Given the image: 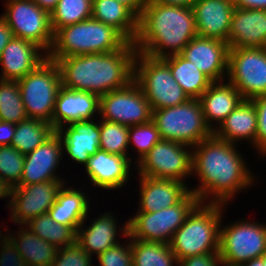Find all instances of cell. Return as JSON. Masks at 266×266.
I'll list each match as a JSON object with an SVG mask.
<instances>
[{"mask_svg": "<svg viewBox=\"0 0 266 266\" xmlns=\"http://www.w3.org/2000/svg\"><path fill=\"white\" fill-rule=\"evenodd\" d=\"M52 125L39 119L27 118L16 124L11 146L26 155L54 133Z\"/></svg>", "mask_w": 266, "mask_h": 266, "instance_id": "cell-33", "label": "cell"}, {"mask_svg": "<svg viewBox=\"0 0 266 266\" xmlns=\"http://www.w3.org/2000/svg\"><path fill=\"white\" fill-rule=\"evenodd\" d=\"M266 253V223L240 219L219 229L222 265L241 266Z\"/></svg>", "mask_w": 266, "mask_h": 266, "instance_id": "cell-10", "label": "cell"}, {"mask_svg": "<svg viewBox=\"0 0 266 266\" xmlns=\"http://www.w3.org/2000/svg\"><path fill=\"white\" fill-rule=\"evenodd\" d=\"M18 84L27 117L52 125L57 93L62 86L56 61L47 57L24 78L19 79Z\"/></svg>", "mask_w": 266, "mask_h": 266, "instance_id": "cell-8", "label": "cell"}, {"mask_svg": "<svg viewBox=\"0 0 266 266\" xmlns=\"http://www.w3.org/2000/svg\"><path fill=\"white\" fill-rule=\"evenodd\" d=\"M65 180H52L31 185L16 186L11 188L7 200L10 208L11 222L25 225L31 219L46 214L56 202L57 194Z\"/></svg>", "mask_w": 266, "mask_h": 266, "instance_id": "cell-15", "label": "cell"}, {"mask_svg": "<svg viewBox=\"0 0 266 266\" xmlns=\"http://www.w3.org/2000/svg\"><path fill=\"white\" fill-rule=\"evenodd\" d=\"M129 41L115 28L90 18L58 29L47 57L60 58L114 52Z\"/></svg>", "mask_w": 266, "mask_h": 266, "instance_id": "cell-4", "label": "cell"}, {"mask_svg": "<svg viewBox=\"0 0 266 266\" xmlns=\"http://www.w3.org/2000/svg\"><path fill=\"white\" fill-rule=\"evenodd\" d=\"M236 149L237 144L214 135L192 147V174L199 183L190 191L200 203L228 206L239 191L253 186L256 177Z\"/></svg>", "mask_w": 266, "mask_h": 266, "instance_id": "cell-1", "label": "cell"}, {"mask_svg": "<svg viewBox=\"0 0 266 266\" xmlns=\"http://www.w3.org/2000/svg\"><path fill=\"white\" fill-rule=\"evenodd\" d=\"M197 36L192 7L165 5L147 0L138 17L134 44L137 52L162 59L180 54Z\"/></svg>", "mask_w": 266, "mask_h": 266, "instance_id": "cell-3", "label": "cell"}, {"mask_svg": "<svg viewBox=\"0 0 266 266\" xmlns=\"http://www.w3.org/2000/svg\"><path fill=\"white\" fill-rule=\"evenodd\" d=\"M100 124V150L120 156H128L129 127L102 119Z\"/></svg>", "mask_w": 266, "mask_h": 266, "instance_id": "cell-37", "label": "cell"}, {"mask_svg": "<svg viewBox=\"0 0 266 266\" xmlns=\"http://www.w3.org/2000/svg\"><path fill=\"white\" fill-rule=\"evenodd\" d=\"M200 203L190 192L180 203L157 212H136L128 222L129 239L169 244L173 234Z\"/></svg>", "mask_w": 266, "mask_h": 266, "instance_id": "cell-9", "label": "cell"}, {"mask_svg": "<svg viewBox=\"0 0 266 266\" xmlns=\"http://www.w3.org/2000/svg\"><path fill=\"white\" fill-rule=\"evenodd\" d=\"M229 49L226 41L196 36L180 55L192 62L212 82H216L227 79Z\"/></svg>", "mask_w": 266, "mask_h": 266, "instance_id": "cell-17", "label": "cell"}, {"mask_svg": "<svg viewBox=\"0 0 266 266\" xmlns=\"http://www.w3.org/2000/svg\"><path fill=\"white\" fill-rule=\"evenodd\" d=\"M128 239L124 245L119 243L97 255L99 266H133L131 239Z\"/></svg>", "mask_w": 266, "mask_h": 266, "instance_id": "cell-41", "label": "cell"}, {"mask_svg": "<svg viewBox=\"0 0 266 266\" xmlns=\"http://www.w3.org/2000/svg\"><path fill=\"white\" fill-rule=\"evenodd\" d=\"M161 140L159 131L155 123L151 120L150 122L139 124L129 127L128 136V149H136L137 154L136 162L139 161ZM134 148H131L132 145Z\"/></svg>", "mask_w": 266, "mask_h": 266, "instance_id": "cell-38", "label": "cell"}, {"mask_svg": "<svg viewBox=\"0 0 266 266\" xmlns=\"http://www.w3.org/2000/svg\"><path fill=\"white\" fill-rule=\"evenodd\" d=\"M94 218L93 222L90 223L91 225L84 226L87 219L85 218L76 231V242L91 257L119 244L120 240L117 237L119 232H121L123 238L128 236V222H125L121 228L117 225V219L112 212H104Z\"/></svg>", "mask_w": 266, "mask_h": 266, "instance_id": "cell-20", "label": "cell"}, {"mask_svg": "<svg viewBox=\"0 0 266 266\" xmlns=\"http://www.w3.org/2000/svg\"><path fill=\"white\" fill-rule=\"evenodd\" d=\"M47 58V53L37 44L12 37L0 56V80L18 81Z\"/></svg>", "mask_w": 266, "mask_h": 266, "instance_id": "cell-21", "label": "cell"}, {"mask_svg": "<svg viewBox=\"0 0 266 266\" xmlns=\"http://www.w3.org/2000/svg\"><path fill=\"white\" fill-rule=\"evenodd\" d=\"M102 120L125 126L144 124L152 120V108L135 81L121 89L100 96Z\"/></svg>", "mask_w": 266, "mask_h": 266, "instance_id": "cell-14", "label": "cell"}, {"mask_svg": "<svg viewBox=\"0 0 266 266\" xmlns=\"http://www.w3.org/2000/svg\"><path fill=\"white\" fill-rule=\"evenodd\" d=\"M16 124L0 121V147L11 145Z\"/></svg>", "mask_w": 266, "mask_h": 266, "instance_id": "cell-45", "label": "cell"}, {"mask_svg": "<svg viewBox=\"0 0 266 266\" xmlns=\"http://www.w3.org/2000/svg\"><path fill=\"white\" fill-rule=\"evenodd\" d=\"M22 226L20 225L16 234L8 233V237L16 245L20 255L24 258L25 264L28 266H51L58 249L38 237L29 228H25V225Z\"/></svg>", "mask_w": 266, "mask_h": 266, "instance_id": "cell-30", "label": "cell"}, {"mask_svg": "<svg viewBox=\"0 0 266 266\" xmlns=\"http://www.w3.org/2000/svg\"><path fill=\"white\" fill-rule=\"evenodd\" d=\"M199 100L202 105L205 122L214 131L243 98L237 88L226 79L212 82Z\"/></svg>", "mask_w": 266, "mask_h": 266, "instance_id": "cell-27", "label": "cell"}, {"mask_svg": "<svg viewBox=\"0 0 266 266\" xmlns=\"http://www.w3.org/2000/svg\"><path fill=\"white\" fill-rule=\"evenodd\" d=\"M241 266H264L262 256L251 259L250 261L243 263Z\"/></svg>", "mask_w": 266, "mask_h": 266, "instance_id": "cell-52", "label": "cell"}, {"mask_svg": "<svg viewBox=\"0 0 266 266\" xmlns=\"http://www.w3.org/2000/svg\"><path fill=\"white\" fill-rule=\"evenodd\" d=\"M132 160V155L120 156L99 149L90 155L84 168L92 185L109 191L126 186L132 173L130 166L134 165Z\"/></svg>", "mask_w": 266, "mask_h": 266, "instance_id": "cell-18", "label": "cell"}, {"mask_svg": "<svg viewBox=\"0 0 266 266\" xmlns=\"http://www.w3.org/2000/svg\"><path fill=\"white\" fill-rule=\"evenodd\" d=\"M5 1L6 7L1 17L12 30L13 36L29 40L48 53L54 39L50 13L33 0Z\"/></svg>", "mask_w": 266, "mask_h": 266, "instance_id": "cell-11", "label": "cell"}, {"mask_svg": "<svg viewBox=\"0 0 266 266\" xmlns=\"http://www.w3.org/2000/svg\"><path fill=\"white\" fill-rule=\"evenodd\" d=\"M25 227L57 249L76 242V232L69 226L57 223L48 213L31 219Z\"/></svg>", "mask_w": 266, "mask_h": 266, "instance_id": "cell-34", "label": "cell"}, {"mask_svg": "<svg viewBox=\"0 0 266 266\" xmlns=\"http://www.w3.org/2000/svg\"><path fill=\"white\" fill-rule=\"evenodd\" d=\"M53 33L58 29L92 18V0H59L50 13Z\"/></svg>", "mask_w": 266, "mask_h": 266, "instance_id": "cell-35", "label": "cell"}, {"mask_svg": "<svg viewBox=\"0 0 266 266\" xmlns=\"http://www.w3.org/2000/svg\"><path fill=\"white\" fill-rule=\"evenodd\" d=\"M162 60L170 67L173 78L190 99H199L212 83L192 62L180 54L171 55Z\"/></svg>", "mask_w": 266, "mask_h": 266, "instance_id": "cell-31", "label": "cell"}, {"mask_svg": "<svg viewBox=\"0 0 266 266\" xmlns=\"http://www.w3.org/2000/svg\"><path fill=\"white\" fill-rule=\"evenodd\" d=\"M257 110L256 152L266 157V95L252 99Z\"/></svg>", "mask_w": 266, "mask_h": 266, "instance_id": "cell-42", "label": "cell"}, {"mask_svg": "<svg viewBox=\"0 0 266 266\" xmlns=\"http://www.w3.org/2000/svg\"><path fill=\"white\" fill-rule=\"evenodd\" d=\"M93 258L77 243L59 248L51 266H93Z\"/></svg>", "mask_w": 266, "mask_h": 266, "instance_id": "cell-40", "label": "cell"}, {"mask_svg": "<svg viewBox=\"0 0 266 266\" xmlns=\"http://www.w3.org/2000/svg\"><path fill=\"white\" fill-rule=\"evenodd\" d=\"M165 5L192 7L196 0H153Z\"/></svg>", "mask_w": 266, "mask_h": 266, "instance_id": "cell-49", "label": "cell"}, {"mask_svg": "<svg viewBox=\"0 0 266 266\" xmlns=\"http://www.w3.org/2000/svg\"><path fill=\"white\" fill-rule=\"evenodd\" d=\"M234 6L241 9L266 10V0H233Z\"/></svg>", "mask_w": 266, "mask_h": 266, "instance_id": "cell-47", "label": "cell"}, {"mask_svg": "<svg viewBox=\"0 0 266 266\" xmlns=\"http://www.w3.org/2000/svg\"><path fill=\"white\" fill-rule=\"evenodd\" d=\"M192 147L180 142L161 139L137 163L140 176L174 179L185 183L192 177ZM188 176V177H187Z\"/></svg>", "mask_w": 266, "mask_h": 266, "instance_id": "cell-12", "label": "cell"}, {"mask_svg": "<svg viewBox=\"0 0 266 266\" xmlns=\"http://www.w3.org/2000/svg\"><path fill=\"white\" fill-rule=\"evenodd\" d=\"M139 176V208L137 212H157L180 203L191 191L174 179Z\"/></svg>", "mask_w": 266, "mask_h": 266, "instance_id": "cell-22", "label": "cell"}, {"mask_svg": "<svg viewBox=\"0 0 266 266\" xmlns=\"http://www.w3.org/2000/svg\"><path fill=\"white\" fill-rule=\"evenodd\" d=\"M227 80L243 100L266 95V48H230Z\"/></svg>", "mask_w": 266, "mask_h": 266, "instance_id": "cell-13", "label": "cell"}, {"mask_svg": "<svg viewBox=\"0 0 266 266\" xmlns=\"http://www.w3.org/2000/svg\"><path fill=\"white\" fill-rule=\"evenodd\" d=\"M63 156V143L55 131L35 150L25 155L21 180L17 186L64 180L65 178L56 172Z\"/></svg>", "mask_w": 266, "mask_h": 266, "instance_id": "cell-16", "label": "cell"}, {"mask_svg": "<svg viewBox=\"0 0 266 266\" xmlns=\"http://www.w3.org/2000/svg\"><path fill=\"white\" fill-rule=\"evenodd\" d=\"M100 115V96L87 91L67 89L60 87L54 113L52 115V128L57 131L73 122L94 120Z\"/></svg>", "mask_w": 266, "mask_h": 266, "instance_id": "cell-19", "label": "cell"}, {"mask_svg": "<svg viewBox=\"0 0 266 266\" xmlns=\"http://www.w3.org/2000/svg\"><path fill=\"white\" fill-rule=\"evenodd\" d=\"M39 7L51 13L59 0H33Z\"/></svg>", "mask_w": 266, "mask_h": 266, "instance_id": "cell-50", "label": "cell"}, {"mask_svg": "<svg viewBox=\"0 0 266 266\" xmlns=\"http://www.w3.org/2000/svg\"><path fill=\"white\" fill-rule=\"evenodd\" d=\"M137 49L128 42L122 49L102 54L74 55L56 61L61 84L67 89L102 96L134 81Z\"/></svg>", "mask_w": 266, "mask_h": 266, "instance_id": "cell-2", "label": "cell"}, {"mask_svg": "<svg viewBox=\"0 0 266 266\" xmlns=\"http://www.w3.org/2000/svg\"><path fill=\"white\" fill-rule=\"evenodd\" d=\"M197 36L226 41L235 9L233 0H196L192 5Z\"/></svg>", "mask_w": 266, "mask_h": 266, "instance_id": "cell-23", "label": "cell"}, {"mask_svg": "<svg viewBox=\"0 0 266 266\" xmlns=\"http://www.w3.org/2000/svg\"><path fill=\"white\" fill-rule=\"evenodd\" d=\"M27 118L18 81L0 80V121L18 124Z\"/></svg>", "mask_w": 266, "mask_h": 266, "instance_id": "cell-36", "label": "cell"}, {"mask_svg": "<svg viewBox=\"0 0 266 266\" xmlns=\"http://www.w3.org/2000/svg\"><path fill=\"white\" fill-rule=\"evenodd\" d=\"M13 33L9 28L5 20L0 16V56L3 49L6 47L8 42L12 39Z\"/></svg>", "mask_w": 266, "mask_h": 266, "instance_id": "cell-46", "label": "cell"}, {"mask_svg": "<svg viewBox=\"0 0 266 266\" xmlns=\"http://www.w3.org/2000/svg\"><path fill=\"white\" fill-rule=\"evenodd\" d=\"M56 132L63 143V154L83 167L100 149V124L96 119L73 122Z\"/></svg>", "mask_w": 266, "mask_h": 266, "instance_id": "cell-24", "label": "cell"}, {"mask_svg": "<svg viewBox=\"0 0 266 266\" xmlns=\"http://www.w3.org/2000/svg\"><path fill=\"white\" fill-rule=\"evenodd\" d=\"M92 18L112 26L134 43L138 32V16L128 6L117 0H92Z\"/></svg>", "mask_w": 266, "mask_h": 266, "instance_id": "cell-29", "label": "cell"}, {"mask_svg": "<svg viewBox=\"0 0 266 266\" xmlns=\"http://www.w3.org/2000/svg\"><path fill=\"white\" fill-rule=\"evenodd\" d=\"M224 207L226 205L199 203L192 210L169 242L178 261L191 256L219 253V229Z\"/></svg>", "mask_w": 266, "mask_h": 266, "instance_id": "cell-5", "label": "cell"}, {"mask_svg": "<svg viewBox=\"0 0 266 266\" xmlns=\"http://www.w3.org/2000/svg\"><path fill=\"white\" fill-rule=\"evenodd\" d=\"M134 81L144 93L152 110L180 105L190 99L162 59L137 52Z\"/></svg>", "mask_w": 266, "mask_h": 266, "instance_id": "cell-7", "label": "cell"}, {"mask_svg": "<svg viewBox=\"0 0 266 266\" xmlns=\"http://www.w3.org/2000/svg\"><path fill=\"white\" fill-rule=\"evenodd\" d=\"M213 135L221 140L238 144L248 141L256 149L257 110L252 100H242L218 125Z\"/></svg>", "mask_w": 266, "mask_h": 266, "instance_id": "cell-26", "label": "cell"}, {"mask_svg": "<svg viewBox=\"0 0 266 266\" xmlns=\"http://www.w3.org/2000/svg\"><path fill=\"white\" fill-rule=\"evenodd\" d=\"M0 266H28L8 236L0 244Z\"/></svg>", "mask_w": 266, "mask_h": 266, "instance_id": "cell-43", "label": "cell"}, {"mask_svg": "<svg viewBox=\"0 0 266 266\" xmlns=\"http://www.w3.org/2000/svg\"><path fill=\"white\" fill-rule=\"evenodd\" d=\"M66 186L64 183L57 194L56 202L47 213L57 223L69 226L76 232L84 219H89L87 216L92 209L89 206L91 197L83 189Z\"/></svg>", "mask_w": 266, "mask_h": 266, "instance_id": "cell-28", "label": "cell"}, {"mask_svg": "<svg viewBox=\"0 0 266 266\" xmlns=\"http://www.w3.org/2000/svg\"><path fill=\"white\" fill-rule=\"evenodd\" d=\"M117 1L128 6L138 17L147 3V0H117Z\"/></svg>", "mask_w": 266, "mask_h": 266, "instance_id": "cell-48", "label": "cell"}, {"mask_svg": "<svg viewBox=\"0 0 266 266\" xmlns=\"http://www.w3.org/2000/svg\"><path fill=\"white\" fill-rule=\"evenodd\" d=\"M263 265L266 266V253L262 255Z\"/></svg>", "mask_w": 266, "mask_h": 266, "instance_id": "cell-54", "label": "cell"}, {"mask_svg": "<svg viewBox=\"0 0 266 266\" xmlns=\"http://www.w3.org/2000/svg\"><path fill=\"white\" fill-rule=\"evenodd\" d=\"M228 45L230 48H266V10L235 7Z\"/></svg>", "mask_w": 266, "mask_h": 266, "instance_id": "cell-25", "label": "cell"}, {"mask_svg": "<svg viewBox=\"0 0 266 266\" xmlns=\"http://www.w3.org/2000/svg\"><path fill=\"white\" fill-rule=\"evenodd\" d=\"M152 121L161 139L191 147L213 135V131L205 122L199 99H189L180 105L152 110Z\"/></svg>", "mask_w": 266, "mask_h": 266, "instance_id": "cell-6", "label": "cell"}, {"mask_svg": "<svg viewBox=\"0 0 266 266\" xmlns=\"http://www.w3.org/2000/svg\"><path fill=\"white\" fill-rule=\"evenodd\" d=\"M178 266H222V262L219 253H209L182 259Z\"/></svg>", "mask_w": 266, "mask_h": 266, "instance_id": "cell-44", "label": "cell"}, {"mask_svg": "<svg viewBox=\"0 0 266 266\" xmlns=\"http://www.w3.org/2000/svg\"><path fill=\"white\" fill-rule=\"evenodd\" d=\"M133 266H178L169 244L131 239Z\"/></svg>", "mask_w": 266, "mask_h": 266, "instance_id": "cell-32", "label": "cell"}, {"mask_svg": "<svg viewBox=\"0 0 266 266\" xmlns=\"http://www.w3.org/2000/svg\"><path fill=\"white\" fill-rule=\"evenodd\" d=\"M25 155L11 145L0 147V178L10 187H16L20 180Z\"/></svg>", "mask_w": 266, "mask_h": 266, "instance_id": "cell-39", "label": "cell"}, {"mask_svg": "<svg viewBox=\"0 0 266 266\" xmlns=\"http://www.w3.org/2000/svg\"><path fill=\"white\" fill-rule=\"evenodd\" d=\"M11 188L0 178V199L10 197Z\"/></svg>", "mask_w": 266, "mask_h": 266, "instance_id": "cell-51", "label": "cell"}, {"mask_svg": "<svg viewBox=\"0 0 266 266\" xmlns=\"http://www.w3.org/2000/svg\"><path fill=\"white\" fill-rule=\"evenodd\" d=\"M7 236H8L7 232L2 234V230L0 231V244L7 238Z\"/></svg>", "mask_w": 266, "mask_h": 266, "instance_id": "cell-53", "label": "cell"}]
</instances>
